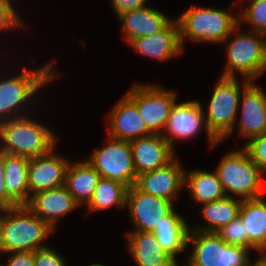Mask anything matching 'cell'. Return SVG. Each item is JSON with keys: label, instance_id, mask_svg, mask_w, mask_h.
<instances>
[{"label": "cell", "instance_id": "1", "mask_svg": "<svg viewBox=\"0 0 266 266\" xmlns=\"http://www.w3.org/2000/svg\"><path fill=\"white\" fill-rule=\"evenodd\" d=\"M0 253L35 252L54 230L25 205L0 210Z\"/></svg>", "mask_w": 266, "mask_h": 266}, {"label": "cell", "instance_id": "5", "mask_svg": "<svg viewBox=\"0 0 266 266\" xmlns=\"http://www.w3.org/2000/svg\"><path fill=\"white\" fill-rule=\"evenodd\" d=\"M215 171L226 196H239L242 200L263 197L266 174L252 161L243 146L225 154Z\"/></svg>", "mask_w": 266, "mask_h": 266}, {"label": "cell", "instance_id": "10", "mask_svg": "<svg viewBox=\"0 0 266 266\" xmlns=\"http://www.w3.org/2000/svg\"><path fill=\"white\" fill-rule=\"evenodd\" d=\"M107 144L96 149L86 160L101 178L121 182L128 188L135 185L137 174L129 141L107 137Z\"/></svg>", "mask_w": 266, "mask_h": 266}, {"label": "cell", "instance_id": "24", "mask_svg": "<svg viewBox=\"0 0 266 266\" xmlns=\"http://www.w3.org/2000/svg\"><path fill=\"white\" fill-rule=\"evenodd\" d=\"M189 230L190 226L187 224L185 218L173 210L162 219V222L157 225L153 234L162 248L178 262L176 255L187 249Z\"/></svg>", "mask_w": 266, "mask_h": 266}, {"label": "cell", "instance_id": "23", "mask_svg": "<svg viewBox=\"0 0 266 266\" xmlns=\"http://www.w3.org/2000/svg\"><path fill=\"white\" fill-rule=\"evenodd\" d=\"M100 178L87 160L73 161L66 169L64 186L81 207L90 201Z\"/></svg>", "mask_w": 266, "mask_h": 266}, {"label": "cell", "instance_id": "25", "mask_svg": "<svg viewBox=\"0 0 266 266\" xmlns=\"http://www.w3.org/2000/svg\"><path fill=\"white\" fill-rule=\"evenodd\" d=\"M4 164L7 195L17 205H26L29 201V158L4 152Z\"/></svg>", "mask_w": 266, "mask_h": 266}, {"label": "cell", "instance_id": "38", "mask_svg": "<svg viewBox=\"0 0 266 266\" xmlns=\"http://www.w3.org/2000/svg\"><path fill=\"white\" fill-rule=\"evenodd\" d=\"M90 266H105V265H102V264H99V263H94V264H91Z\"/></svg>", "mask_w": 266, "mask_h": 266}, {"label": "cell", "instance_id": "3", "mask_svg": "<svg viewBox=\"0 0 266 266\" xmlns=\"http://www.w3.org/2000/svg\"><path fill=\"white\" fill-rule=\"evenodd\" d=\"M176 19L183 49L187 38L194 42L226 43L239 25L238 13L234 15L213 7L192 6Z\"/></svg>", "mask_w": 266, "mask_h": 266}, {"label": "cell", "instance_id": "31", "mask_svg": "<svg viewBox=\"0 0 266 266\" xmlns=\"http://www.w3.org/2000/svg\"><path fill=\"white\" fill-rule=\"evenodd\" d=\"M243 147L252 161L266 174V133L251 138Z\"/></svg>", "mask_w": 266, "mask_h": 266}, {"label": "cell", "instance_id": "15", "mask_svg": "<svg viewBox=\"0 0 266 266\" xmlns=\"http://www.w3.org/2000/svg\"><path fill=\"white\" fill-rule=\"evenodd\" d=\"M251 81L242 91L239 108V134L250 140L266 133V93Z\"/></svg>", "mask_w": 266, "mask_h": 266}, {"label": "cell", "instance_id": "6", "mask_svg": "<svg viewBox=\"0 0 266 266\" xmlns=\"http://www.w3.org/2000/svg\"><path fill=\"white\" fill-rule=\"evenodd\" d=\"M238 25L231 33L234 38L228 41L227 62L223 77H237L256 81L266 71V35L250 32H241Z\"/></svg>", "mask_w": 266, "mask_h": 266}, {"label": "cell", "instance_id": "29", "mask_svg": "<svg viewBox=\"0 0 266 266\" xmlns=\"http://www.w3.org/2000/svg\"><path fill=\"white\" fill-rule=\"evenodd\" d=\"M239 25H251L250 31L266 35V0H249L242 11L238 12Z\"/></svg>", "mask_w": 266, "mask_h": 266}, {"label": "cell", "instance_id": "2", "mask_svg": "<svg viewBox=\"0 0 266 266\" xmlns=\"http://www.w3.org/2000/svg\"><path fill=\"white\" fill-rule=\"evenodd\" d=\"M57 140L54 131L28 114L0 123V151L8 154L38 157L56 148Z\"/></svg>", "mask_w": 266, "mask_h": 266}, {"label": "cell", "instance_id": "19", "mask_svg": "<svg viewBox=\"0 0 266 266\" xmlns=\"http://www.w3.org/2000/svg\"><path fill=\"white\" fill-rule=\"evenodd\" d=\"M108 113L107 136L130 142L152 134L144 124L136 105L126 95Z\"/></svg>", "mask_w": 266, "mask_h": 266}, {"label": "cell", "instance_id": "16", "mask_svg": "<svg viewBox=\"0 0 266 266\" xmlns=\"http://www.w3.org/2000/svg\"><path fill=\"white\" fill-rule=\"evenodd\" d=\"M135 172L138 175L161 168L175 157V149L162 137L151 134L130 141Z\"/></svg>", "mask_w": 266, "mask_h": 266}, {"label": "cell", "instance_id": "20", "mask_svg": "<svg viewBox=\"0 0 266 266\" xmlns=\"http://www.w3.org/2000/svg\"><path fill=\"white\" fill-rule=\"evenodd\" d=\"M121 22L124 40L153 35L163 30L173 19L149 6L124 12L118 17Z\"/></svg>", "mask_w": 266, "mask_h": 266}, {"label": "cell", "instance_id": "33", "mask_svg": "<svg viewBox=\"0 0 266 266\" xmlns=\"http://www.w3.org/2000/svg\"><path fill=\"white\" fill-rule=\"evenodd\" d=\"M34 266H66L64 258L50 246L34 252Z\"/></svg>", "mask_w": 266, "mask_h": 266}, {"label": "cell", "instance_id": "26", "mask_svg": "<svg viewBox=\"0 0 266 266\" xmlns=\"http://www.w3.org/2000/svg\"><path fill=\"white\" fill-rule=\"evenodd\" d=\"M184 171V186L189 188V194L194 202L202 205L226 197L217 172L201 169Z\"/></svg>", "mask_w": 266, "mask_h": 266}, {"label": "cell", "instance_id": "28", "mask_svg": "<svg viewBox=\"0 0 266 266\" xmlns=\"http://www.w3.org/2000/svg\"><path fill=\"white\" fill-rule=\"evenodd\" d=\"M128 187L121 182L100 178L90 201L86 204L89 212L108 210L113 205L123 209Z\"/></svg>", "mask_w": 266, "mask_h": 266}, {"label": "cell", "instance_id": "27", "mask_svg": "<svg viewBox=\"0 0 266 266\" xmlns=\"http://www.w3.org/2000/svg\"><path fill=\"white\" fill-rule=\"evenodd\" d=\"M242 199L226 196L223 199L202 204L201 215L206 223L204 227L198 225L191 230L217 233L223 226L229 224L239 216Z\"/></svg>", "mask_w": 266, "mask_h": 266}, {"label": "cell", "instance_id": "13", "mask_svg": "<svg viewBox=\"0 0 266 266\" xmlns=\"http://www.w3.org/2000/svg\"><path fill=\"white\" fill-rule=\"evenodd\" d=\"M178 158H174L167 165L137 176L135 187L143 193L169 200L184 189V169Z\"/></svg>", "mask_w": 266, "mask_h": 266}, {"label": "cell", "instance_id": "22", "mask_svg": "<svg viewBox=\"0 0 266 266\" xmlns=\"http://www.w3.org/2000/svg\"><path fill=\"white\" fill-rule=\"evenodd\" d=\"M249 242L261 255H266V201L263 197L243 199L238 216Z\"/></svg>", "mask_w": 266, "mask_h": 266}, {"label": "cell", "instance_id": "36", "mask_svg": "<svg viewBox=\"0 0 266 266\" xmlns=\"http://www.w3.org/2000/svg\"><path fill=\"white\" fill-rule=\"evenodd\" d=\"M9 260L5 265L2 263L0 266H34V252H15L8 253Z\"/></svg>", "mask_w": 266, "mask_h": 266}, {"label": "cell", "instance_id": "30", "mask_svg": "<svg viewBox=\"0 0 266 266\" xmlns=\"http://www.w3.org/2000/svg\"><path fill=\"white\" fill-rule=\"evenodd\" d=\"M239 217L223 226L217 234L229 245L240 246L258 251L248 240L246 231Z\"/></svg>", "mask_w": 266, "mask_h": 266}, {"label": "cell", "instance_id": "37", "mask_svg": "<svg viewBox=\"0 0 266 266\" xmlns=\"http://www.w3.org/2000/svg\"><path fill=\"white\" fill-rule=\"evenodd\" d=\"M249 266H266V255H261L254 263L250 262Z\"/></svg>", "mask_w": 266, "mask_h": 266}, {"label": "cell", "instance_id": "7", "mask_svg": "<svg viewBox=\"0 0 266 266\" xmlns=\"http://www.w3.org/2000/svg\"><path fill=\"white\" fill-rule=\"evenodd\" d=\"M250 82L251 80L244 78L242 85L237 77L220 76L215 85L204 118L207 130L218 142L232 135L240 111L241 93Z\"/></svg>", "mask_w": 266, "mask_h": 266}, {"label": "cell", "instance_id": "17", "mask_svg": "<svg viewBox=\"0 0 266 266\" xmlns=\"http://www.w3.org/2000/svg\"><path fill=\"white\" fill-rule=\"evenodd\" d=\"M127 43L137 54L163 62L181 55L184 51L180 43L177 19H173L163 30L153 35L131 39Z\"/></svg>", "mask_w": 266, "mask_h": 266}, {"label": "cell", "instance_id": "32", "mask_svg": "<svg viewBox=\"0 0 266 266\" xmlns=\"http://www.w3.org/2000/svg\"><path fill=\"white\" fill-rule=\"evenodd\" d=\"M11 0H0V32L6 29H15L25 27L24 21H22L18 12L14 9Z\"/></svg>", "mask_w": 266, "mask_h": 266}, {"label": "cell", "instance_id": "8", "mask_svg": "<svg viewBox=\"0 0 266 266\" xmlns=\"http://www.w3.org/2000/svg\"><path fill=\"white\" fill-rule=\"evenodd\" d=\"M192 244L186 266H249L250 250L227 244L215 232L189 230L187 247Z\"/></svg>", "mask_w": 266, "mask_h": 266}, {"label": "cell", "instance_id": "14", "mask_svg": "<svg viewBox=\"0 0 266 266\" xmlns=\"http://www.w3.org/2000/svg\"><path fill=\"white\" fill-rule=\"evenodd\" d=\"M53 148L47 154L29 158V198L38 192L64 186L65 174L70 163Z\"/></svg>", "mask_w": 266, "mask_h": 266}, {"label": "cell", "instance_id": "11", "mask_svg": "<svg viewBox=\"0 0 266 266\" xmlns=\"http://www.w3.org/2000/svg\"><path fill=\"white\" fill-rule=\"evenodd\" d=\"M205 112L197 100L176 102L172 107L167 125L162 137L174 149V139H191L195 137L203 127L207 132L210 148L213 149L219 142L209 133L204 118Z\"/></svg>", "mask_w": 266, "mask_h": 266}, {"label": "cell", "instance_id": "34", "mask_svg": "<svg viewBox=\"0 0 266 266\" xmlns=\"http://www.w3.org/2000/svg\"><path fill=\"white\" fill-rule=\"evenodd\" d=\"M4 152L0 151V210L18 206L6 193Z\"/></svg>", "mask_w": 266, "mask_h": 266}, {"label": "cell", "instance_id": "9", "mask_svg": "<svg viewBox=\"0 0 266 266\" xmlns=\"http://www.w3.org/2000/svg\"><path fill=\"white\" fill-rule=\"evenodd\" d=\"M137 107L147 129L152 134H162L177 102L176 93L159 85L134 84L125 94Z\"/></svg>", "mask_w": 266, "mask_h": 266}, {"label": "cell", "instance_id": "12", "mask_svg": "<svg viewBox=\"0 0 266 266\" xmlns=\"http://www.w3.org/2000/svg\"><path fill=\"white\" fill-rule=\"evenodd\" d=\"M126 207L135 225L134 231L146 232H153L162 219L175 209L173 202L143 193L135 186L127 189Z\"/></svg>", "mask_w": 266, "mask_h": 266}, {"label": "cell", "instance_id": "4", "mask_svg": "<svg viewBox=\"0 0 266 266\" xmlns=\"http://www.w3.org/2000/svg\"><path fill=\"white\" fill-rule=\"evenodd\" d=\"M56 62V60L47 62L35 70H27L26 67L19 75L6 76L7 78L1 79L0 123L24 116L22 111L27 107L26 104L29 103L27 101L34 97L39 88L41 89L43 85L59 76V73H55L53 68Z\"/></svg>", "mask_w": 266, "mask_h": 266}, {"label": "cell", "instance_id": "18", "mask_svg": "<svg viewBox=\"0 0 266 266\" xmlns=\"http://www.w3.org/2000/svg\"><path fill=\"white\" fill-rule=\"evenodd\" d=\"M25 206L54 231L59 218L80 207L65 186L33 194Z\"/></svg>", "mask_w": 266, "mask_h": 266}, {"label": "cell", "instance_id": "35", "mask_svg": "<svg viewBox=\"0 0 266 266\" xmlns=\"http://www.w3.org/2000/svg\"><path fill=\"white\" fill-rule=\"evenodd\" d=\"M147 0H111L112 7L119 17L124 12L146 7Z\"/></svg>", "mask_w": 266, "mask_h": 266}, {"label": "cell", "instance_id": "21", "mask_svg": "<svg viewBox=\"0 0 266 266\" xmlns=\"http://www.w3.org/2000/svg\"><path fill=\"white\" fill-rule=\"evenodd\" d=\"M127 236L128 249L137 266H178L177 261L157 242L153 232L132 230Z\"/></svg>", "mask_w": 266, "mask_h": 266}]
</instances>
